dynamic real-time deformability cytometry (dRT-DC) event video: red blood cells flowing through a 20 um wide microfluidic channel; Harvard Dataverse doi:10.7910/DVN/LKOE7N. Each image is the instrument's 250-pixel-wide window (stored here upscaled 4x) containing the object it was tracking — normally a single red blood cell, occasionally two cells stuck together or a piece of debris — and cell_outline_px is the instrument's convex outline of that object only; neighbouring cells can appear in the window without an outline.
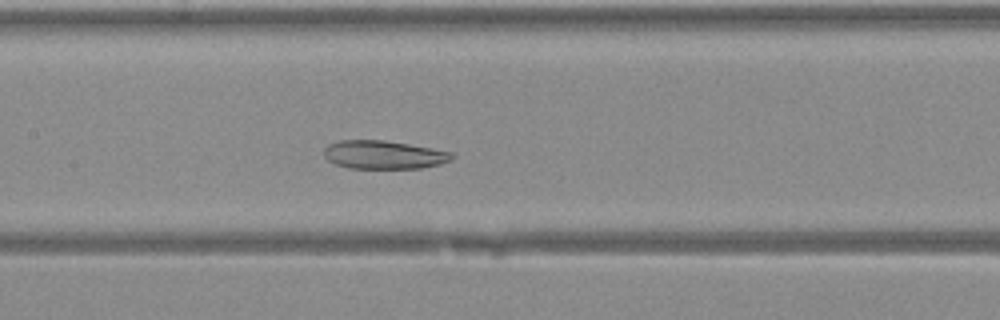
{"species": "Egyptian fruit bat (a non-hibernating species)", "species_latin": "Rousettus aegyptiacus", "temperature_condition": "warm", "stored_images_in_passage": 41, "camera_frame_rate_fps": 3000, "um_per_image_px": 0.085, "animal": {"sex": "female"}, "frame": {"image": 1, "passage_image": 20, "time_ms": 6.333, "image_size_px": [1000, 320], "cell_outline_px": [[456, 156], [452, 160], [440, 164], [420, 168], [348, 168], [332, 164], [324, 156], [324, 148], [328, 144], [340, 140], [384, 140], [432, 148], [452, 152]], "centroid_in_image_um": [32.61, 13.15], "position_along_channel_um": 174.8, "area_um2": 21.33}}
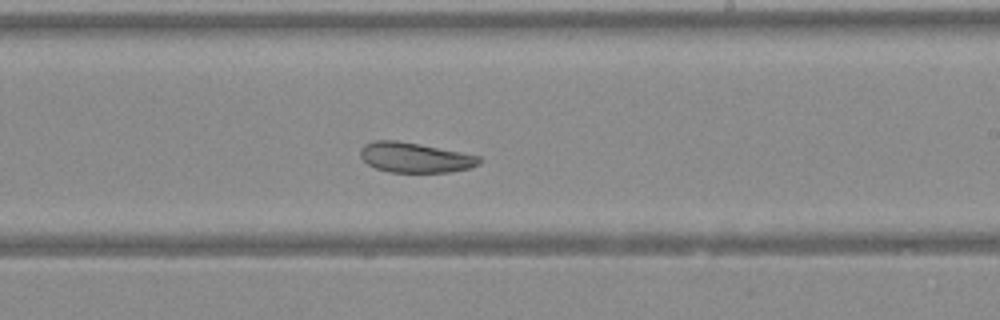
{"frame": {"image": 2, "passage_image": 25, "time_ms": 8.0, "image_size_px": [1000, 320], "cell_outline_px": [[480, 164], [468, 168], [452, 172], [388, 172], [376, 168], [368, 164], [360, 156], [360, 148], [364, 144], [376, 140], [396, 140], [460, 152], [480, 156]], "centroid_in_image_um": [35.25, 13.39], "position_along_channel_um": 253.8, "area_um2": 20.63}}
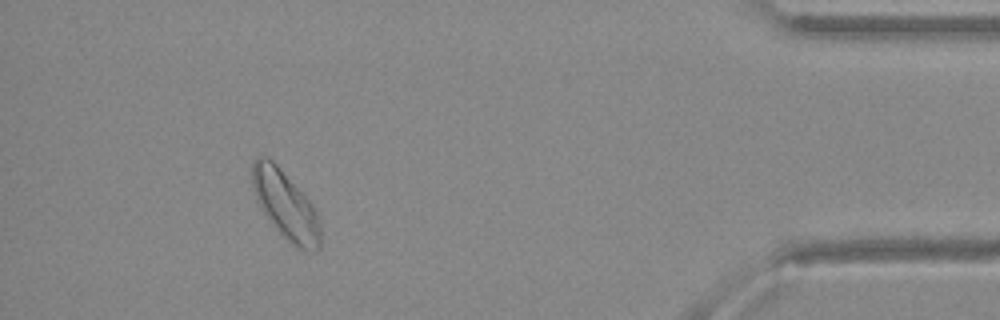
{"frame": {"image": 3, "passage_image": 38, "time_ms": 12.333, "image_size_px": [1000, 320], "cell_outline_px": [[320, 248], [316, 252], [312, 252], [296, 248], [280, 232], [264, 212], [256, 196], [252, 184], [252, 160], [256, 156], [264, 156], [272, 160], [276, 164], [312, 204], [316, 212], [320, 224]], "centroid_in_image_um": [24.29, 17.44], "position_along_channel_um": 410.9, "area_um2": 26.53}}